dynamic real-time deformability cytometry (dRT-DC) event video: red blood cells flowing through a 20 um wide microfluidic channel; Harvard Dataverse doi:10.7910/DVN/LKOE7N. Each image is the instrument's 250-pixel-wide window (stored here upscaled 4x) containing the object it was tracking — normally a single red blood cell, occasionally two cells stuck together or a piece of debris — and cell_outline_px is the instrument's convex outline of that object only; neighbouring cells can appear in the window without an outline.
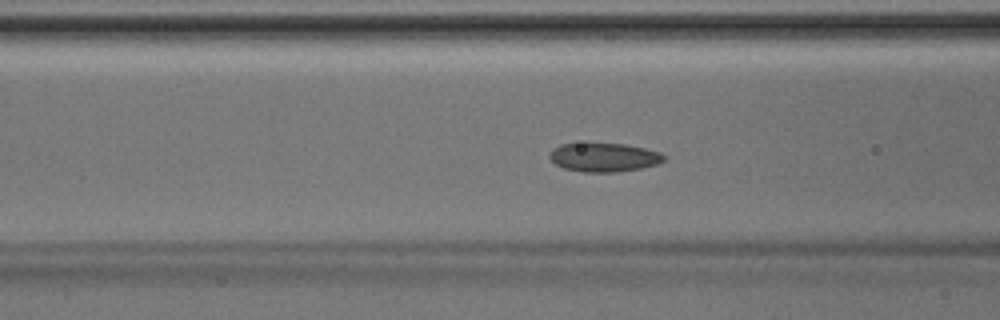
{"species": "Egyptian fruit bat (a non-hibernating species)", "species_latin": "Rousettus aegyptiacus", "temperature_condition": "room temperature", "stored_images_in_passage": 48, "segment_of_instrument_passage": [1, 2], "camera_frame_rate_fps": 3000, "um_per_image_px": 0.085, "animal": {"sex": "male"}, "frame": {"image": 1, "passage_image": 19, "time_ms": 6.0, "image_size_px": [1000, 320], "cell_outline_px": [[664, 160], [656, 164], [640, 168], [616, 172], [584, 172], [564, 168], [556, 164], [548, 156], [552, 148], [560, 144], [624, 144], [644, 148], [660, 152], [664, 156]], "centroid_in_image_um": [51.31, 13.37], "position_along_channel_um": 115.3, "area_um2": 18.9}}
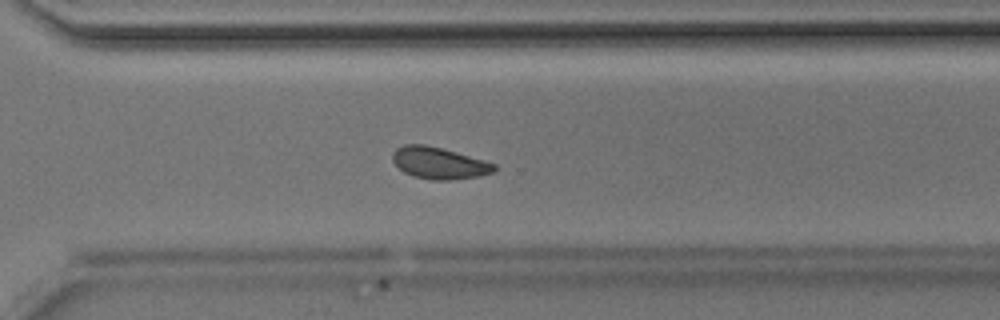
{"frame": {"image": 2, "passage_image": 34, "time_ms": 11.0, "image_size_px": [1000, 320], "cell_outline_px": [[496, 168], [492, 172], [480, 176], [452, 180], [432, 180], [412, 176], [404, 172], [392, 160], [392, 152], [396, 148], [404, 144], [424, 144], [456, 152], [484, 160], [496, 164]], "centroid_in_image_um": [37.3, 13.86], "position_along_channel_um": 333.3, "area_um2": 18.79}}
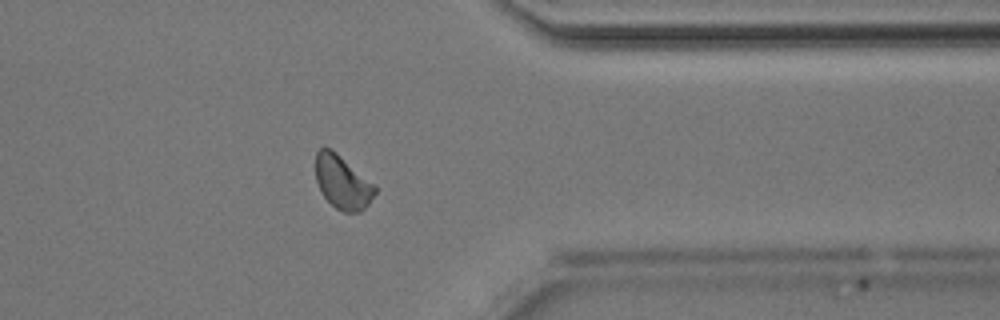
{"frame": {"image": 3, "passage_image": 38, "time_ms": 12.333, "image_size_px": [1000, 320], "cell_outline_px": [[376, 192], [368, 204], [360, 212], [344, 212], [336, 208], [320, 192], [316, 180], [316, 152], [320, 148], [332, 148], [376, 184]], "centroid_in_image_um": [29.12, 15.47], "position_along_channel_um": 382.3, "area_um2": 18.67}}